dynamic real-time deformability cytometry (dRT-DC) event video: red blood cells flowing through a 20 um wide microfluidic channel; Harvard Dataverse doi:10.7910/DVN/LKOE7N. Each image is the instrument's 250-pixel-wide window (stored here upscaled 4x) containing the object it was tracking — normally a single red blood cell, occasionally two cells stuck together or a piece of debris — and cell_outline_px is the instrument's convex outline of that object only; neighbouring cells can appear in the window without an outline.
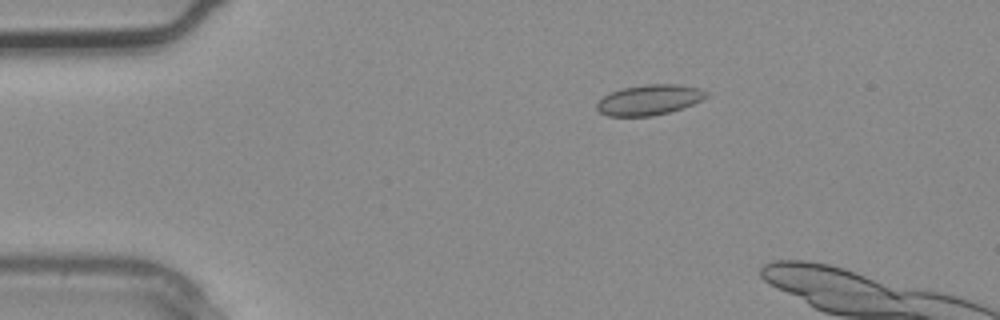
{"species": "common noctule bat (a hibernating species)", "species_latin": "Nyctalus noctula", "temperature_condition": "warm", "stored_images_in_passage": 2, "camera_frame_rate_fps": 3000, "um_per_image_px": 0.085, "animal": {"sex": "male", "body_mass_g": 20.4}, "frame": {"image": 1, "passage_image": 1, "time_ms": 0.0, "image_size_px": [1000, 320], "cell_outline_px": [[708, 96], [692, 104], [668, 112], [652, 116], [608, 116], [600, 112], [596, 108], [596, 104], [604, 96], [612, 92], [624, 88], [644, 84], [680, 84], [696, 88], [708, 92]], "centroid_in_image_um": [55.17, 8.48], "position_along_channel_um": 29.8, "area_um2": 19.07}}